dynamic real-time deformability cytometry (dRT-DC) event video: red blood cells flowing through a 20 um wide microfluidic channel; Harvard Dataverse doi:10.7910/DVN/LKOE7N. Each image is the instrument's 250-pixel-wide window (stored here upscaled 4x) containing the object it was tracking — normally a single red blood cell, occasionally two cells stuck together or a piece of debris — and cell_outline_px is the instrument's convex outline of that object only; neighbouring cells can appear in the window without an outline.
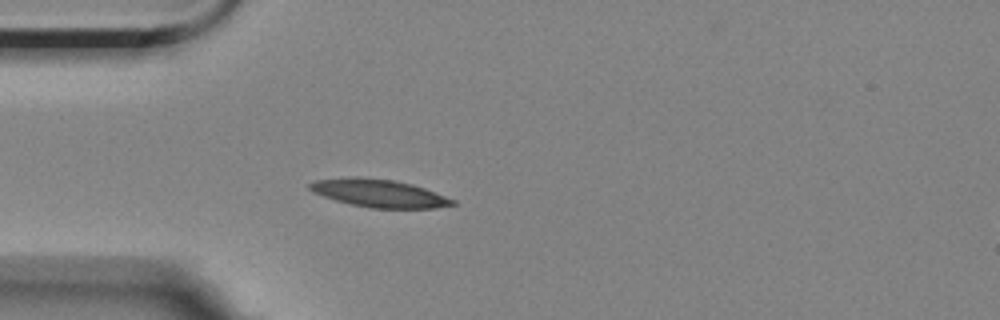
{"species": "Egyptian fruit bat (a non-hibernating species)", "species_latin": "Rousettus aegyptiacus", "temperature_condition": "room temperature", "stored_images_in_passage": 4, "camera_frame_rate_fps": 3000, "um_per_image_px": 0.085, "animal": {"sex": "female"}, "frame": {"image": 1, "passage_image": 4, "time_ms": 3.667, "image_size_px": [1000, 320], "cell_outline_px": [[456, 204], [436, 208], [372, 208], [352, 204], [336, 200], [312, 192], [308, 188], [308, 184], [316, 180], [356, 176], [392, 180], [412, 184], [424, 188], [456, 200]], "centroid_in_image_um": [32.22, 16.42], "position_along_channel_um": 52.8, "area_um2": 23.0}}